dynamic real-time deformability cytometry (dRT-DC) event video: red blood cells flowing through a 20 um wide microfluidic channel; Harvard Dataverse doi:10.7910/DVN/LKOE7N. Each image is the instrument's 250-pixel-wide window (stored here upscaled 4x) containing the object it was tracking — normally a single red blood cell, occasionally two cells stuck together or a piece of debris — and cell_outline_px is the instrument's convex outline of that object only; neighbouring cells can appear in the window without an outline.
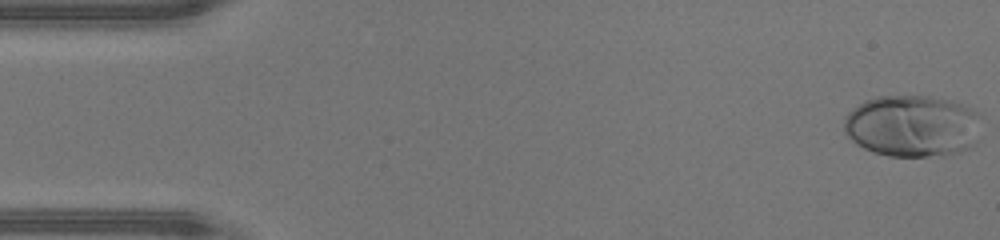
{"species": "human", "species_latin": "Homo sapiens", "temperature_condition": "warm", "stored_images_in_passage": 46, "camera_frame_rate_fps": 3000, "um_per_image_px": 0.085, "donor": {"sex": "male"}, "frame": {"image": 1, "passage_image": 1, "time_ms": 0.0, "image_size_px": [1000, 240], "cell_outline_px": [[984, 116], [976, 140], [972, 148], [944, 156], [888, 156], [872, 152], [856, 144], [844, 132], [844, 116], [848, 112], [864, 100], [876, 96], [928, 96], [956, 100], [984, 112]], "centroid_in_image_um": [77.64, 10.69], "position_along_channel_um": 7.4, "area_um2": 50.92}}
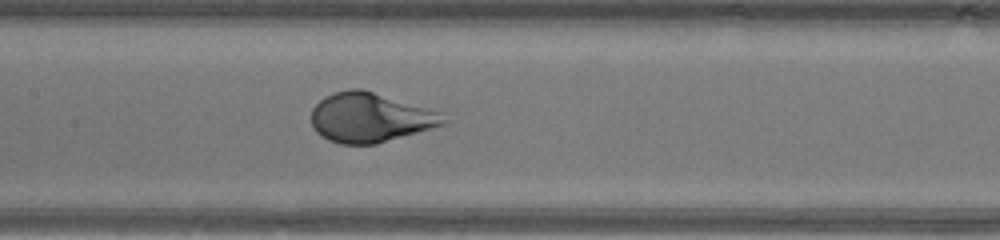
{"frame": {"image": 2, "passage_image": 22, "time_ms": 7.0, "image_size_px": [1000, 240], "cell_outline_px": [[448, 120], [444, 124], [376, 144], [340, 144], [328, 140], [320, 136], [312, 128], [312, 108], [324, 96], [332, 92], [352, 88], [360, 88], [440, 112]], "centroid_in_image_um": [31.4, 9.99], "position_along_channel_um": 176.0, "area_um2": 37.86}}
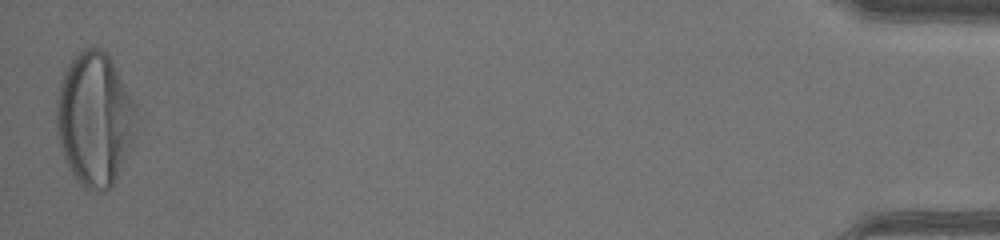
{"frame": {"image": 3, "passage_image": 46, "time_ms": 15.0, "image_size_px": [1000, 240], "cell_outline_px": [[136, 108], [132, 136], [112, 188], [104, 192], [88, 192], [76, 180], [64, 156], [60, 144], [56, 124], [56, 100], [60, 84], [64, 72], [68, 64], [76, 52], [84, 48], [104, 48], [136, 104]], "centroid_in_image_um": [8.0, 10.11], "position_along_channel_um": 427.2, "area_um2": 61.38}}